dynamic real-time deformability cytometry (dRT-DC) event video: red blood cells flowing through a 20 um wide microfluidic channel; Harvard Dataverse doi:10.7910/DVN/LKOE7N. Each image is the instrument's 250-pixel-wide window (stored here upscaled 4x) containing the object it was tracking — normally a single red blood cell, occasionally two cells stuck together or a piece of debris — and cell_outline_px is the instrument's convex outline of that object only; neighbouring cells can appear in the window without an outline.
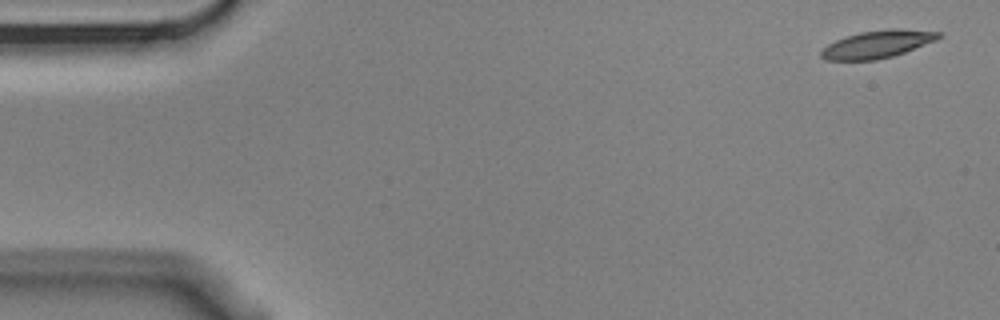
{"species": "Egyptian fruit bat (a non-hibernating species)", "species_latin": "Rousettus aegyptiacus", "temperature_condition": "cold", "stored_images_in_passage": 2, "camera_frame_rate_fps": 3000, "um_per_image_px": 0.085, "animal": {"sex": "male"}, "frame": {"image": 1, "passage_image": 1, "time_ms": 0.0, "image_size_px": [1000, 320], "cell_outline_px": [[944, 36], [936, 40], [904, 52], [892, 56], [876, 60], [824, 60], [820, 56], [820, 52], [828, 44], [836, 40], [860, 32], [888, 28], [900, 28], [940, 32]], "centroid_in_image_um": [74.59, 3.75], "position_along_channel_um": 10.4, "area_um2": 18.84}}